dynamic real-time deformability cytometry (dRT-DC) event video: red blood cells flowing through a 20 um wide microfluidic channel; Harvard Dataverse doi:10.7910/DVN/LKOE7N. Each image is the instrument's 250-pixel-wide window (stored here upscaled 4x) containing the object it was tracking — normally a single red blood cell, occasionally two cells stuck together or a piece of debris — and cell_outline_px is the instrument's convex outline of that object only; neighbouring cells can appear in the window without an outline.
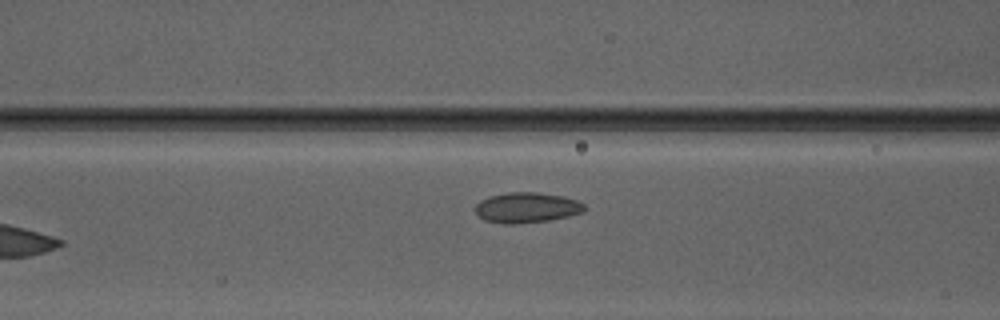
{"species": "Egyptian fruit bat (a non-hibernating species)", "species_latin": "Rousettus aegyptiacus", "temperature_condition": "warm", "stored_images_in_passage": 6, "camera_frame_rate_fps": 3000, "um_per_image_px": 0.085, "animal": {"sex": "male"}, "frame": {"image": 1, "passage_image": 6, "time_ms": 7.0, "image_size_px": [1000, 320], "cell_outline_px": [[584, 212], [568, 216], [548, 220], [512, 224], [504, 224], [484, 220], [476, 212], [476, 204], [480, 200], [488, 196], [508, 192], [536, 192], [564, 196], [576, 200], [584, 204]], "centroid_in_image_um": [44.76, 17.63], "position_along_channel_um": 121.8, "area_um2": 19.25}}